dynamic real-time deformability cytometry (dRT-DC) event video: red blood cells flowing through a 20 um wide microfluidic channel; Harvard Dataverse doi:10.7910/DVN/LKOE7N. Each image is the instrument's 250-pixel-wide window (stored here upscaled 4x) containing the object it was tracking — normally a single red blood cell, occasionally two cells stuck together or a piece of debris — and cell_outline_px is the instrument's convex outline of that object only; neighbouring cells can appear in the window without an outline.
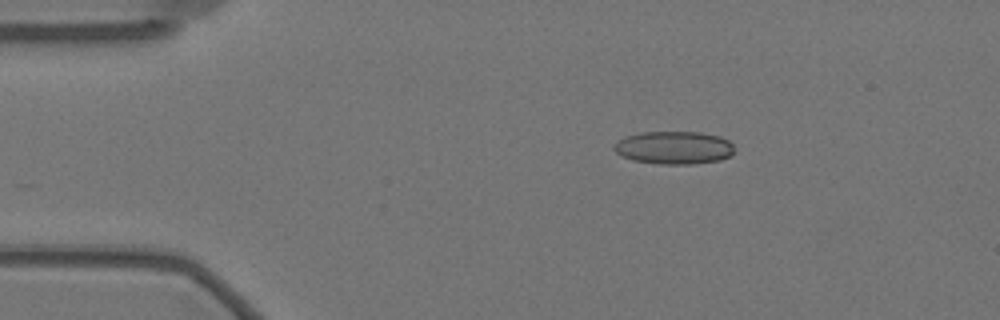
{"species": "Egyptian fruit bat (a non-hibernating species)", "species_latin": "Rousettus aegyptiacus", "temperature_condition": "warm", "stored_images_in_passage": 30, "camera_frame_rate_fps": 3000, "um_per_image_px": 0.085, "animal": {"sex": "female"}, "frame": {"image": 1, "passage_image": 1, "time_ms": 0.0, "image_size_px": [1000, 320], "cell_outline_px": [[732, 152], [728, 156], [720, 160], [692, 164], [656, 164], [632, 160], [620, 156], [612, 148], [612, 144], [616, 140], [624, 136], [640, 132], [700, 132], [720, 136], [728, 140], [732, 144]], "centroid_in_image_um": [57.2, 12.55], "position_along_channel_um": 27.8, "area_um2": 23.35}}
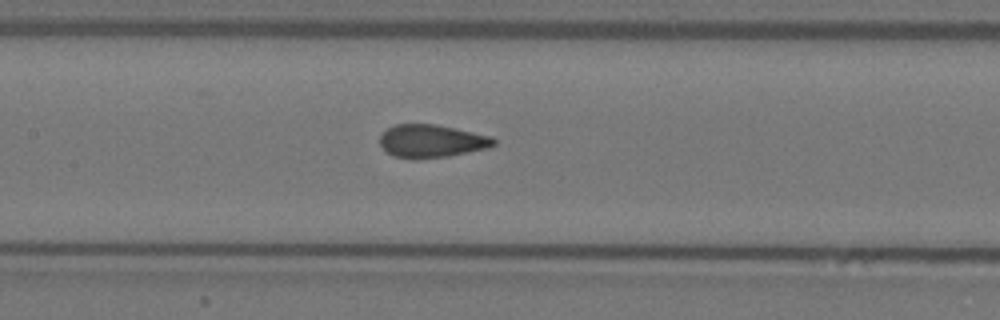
{"frame": {"image": 2, "passage_image": 18, "time_ms": 5.667, "image_size_px": [1000, 320], "cell_outline_px": [[496, 144], [488, 148], [448, 156], [416, 160], [412, 160], [396, 156], [388, 152], [380, 144], [380, 136], [388, 128], [396, 124], [436, 124], [456, 128], [492, 136], [496, 140]], "centroid_in_image_um": [36.71, 11.99], "position_along_channel_um": 170.7, "area_um2": 21.96}}
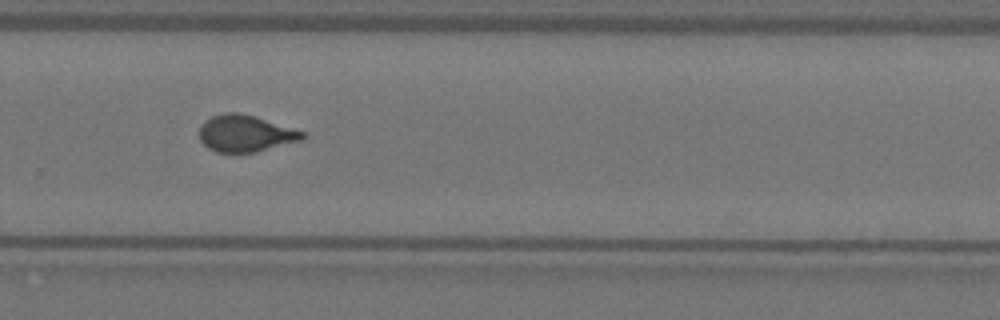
{"frame": {"image": 3, "passage_image": 30, "time_ms": 9.667, "image_size_px": [1000, 320], "cell_outline_px": [[308, 136], [304, 140], [256, 152], [216, 152], [208, 148], [200, 140], [200, 124], [204, 120], [212, 116], [228, 112], [236, 112], [252, 116], [304, 132]], "centroid_in_image_um": [20.86, 11.36], "position_along_channel_um": 308.9, "area_um2": 21.91}}